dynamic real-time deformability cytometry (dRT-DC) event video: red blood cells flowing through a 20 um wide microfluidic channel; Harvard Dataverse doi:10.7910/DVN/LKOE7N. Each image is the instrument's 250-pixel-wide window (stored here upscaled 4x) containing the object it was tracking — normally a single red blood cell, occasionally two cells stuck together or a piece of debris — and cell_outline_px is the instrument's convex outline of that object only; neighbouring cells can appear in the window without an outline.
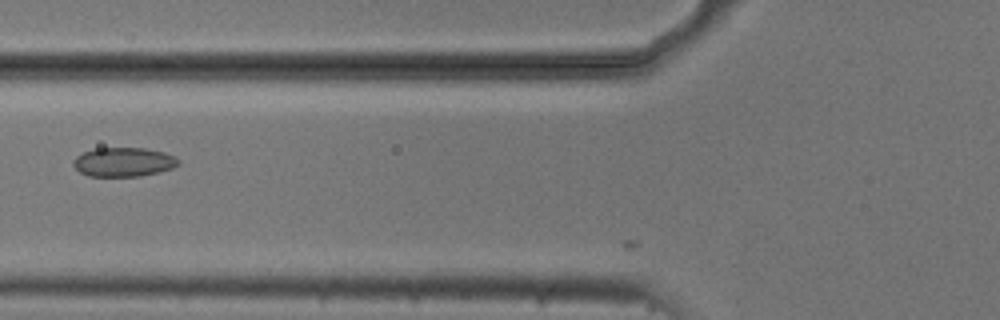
{"species": "common noctule bat (a hibernating species)", "species_latin": "Nyctalus noctula", "temperature_condition": "cold", "stored_images_in_passage": 4, "camera_frame_rate_fps": 3000, "um_per_image_px": 0.085, "animal": {"sex": "male", "body_mass_g": 20.5, "forearm_length_mm": 52.5}, "frame": {"image": 1, "passage_image": 2, "time_ms": 0.333, "image_size_px": [1000, 320], "cell_outline_px": [[180, 164], [172, 168], [140, 176], [88, 176], [80, 172], [72, 164], [76, 156], [84, 152], [96, 148], [144, 148], [164, 152], [180, 160]], "centroid_in_image_um": [10.49, 13.77], "position_along_channel_um": 115.3, "area_um2": 17.69}}